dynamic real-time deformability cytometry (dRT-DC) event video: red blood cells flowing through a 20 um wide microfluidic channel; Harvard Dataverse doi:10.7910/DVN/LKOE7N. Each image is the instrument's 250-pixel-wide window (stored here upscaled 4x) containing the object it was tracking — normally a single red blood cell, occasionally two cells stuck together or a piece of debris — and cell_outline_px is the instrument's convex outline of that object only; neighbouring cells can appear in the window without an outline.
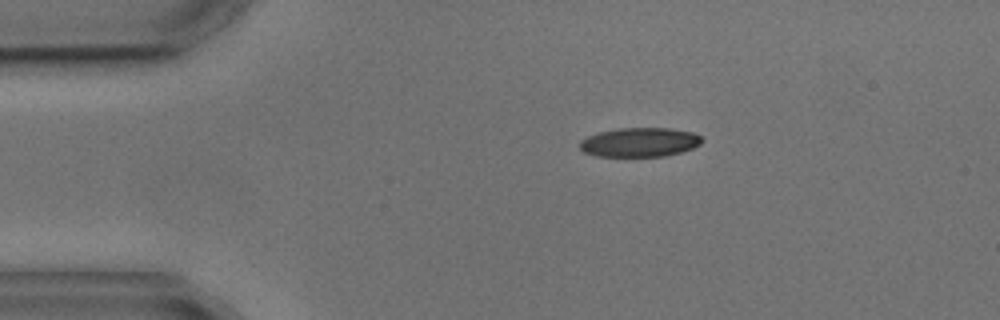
{"species": "common noctule bat (a hibernating species)", "species_latin": "Nyctalus noctula", "temperature_condition": "cold", "stored_images_in_passage": 3, "camera_frame_rate_fps": 3000, "um_per_image_px": 0.085, "animal": {"sex": "male", "body_mass_g": 17.9, "forearm_length_mm": 54.2}, "frame": {"image": 1, "passage_image": 3, "time_ms": 2.667, "image_size_px": [1000, 320], "cell_outline_px": [[704, 140], [700, 144], [692, 148], [680, 152], [664, 156], [596, 156], [584, 152], [580, 148], [580, 140], [588, 136], [600, 132], [620, 128], [672, 128], [692, 132], [700, 136]], "centroid_in_image_um": [54.38, 12.09], "position_along_channel_um": 30.6, "area_um2": 20.69}}